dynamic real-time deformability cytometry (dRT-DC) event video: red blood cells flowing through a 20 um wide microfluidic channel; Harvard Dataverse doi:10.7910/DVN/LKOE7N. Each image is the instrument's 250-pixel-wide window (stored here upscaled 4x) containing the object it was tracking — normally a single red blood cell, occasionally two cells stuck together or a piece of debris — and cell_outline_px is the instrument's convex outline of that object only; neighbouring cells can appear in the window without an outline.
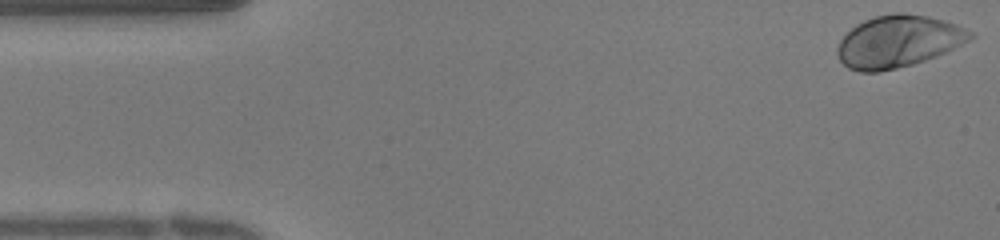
{"species": "human", "species_latin": "Homo sapiens", "temperature_condition": "warm", "stored_images_in_passage": 38, "camera_frame_rate_fps": 3000, "um_per_image_px": 0.085, "donor": {"sex": "female"}, "frame": {"image": 1, "passage_image": 1, "time_ms": 0.0, "image_size_px": [1000, 240], "cell_outline_px": [[976, 36], [936, 56], [912, 64], [880, 72], [860, 72], [848, 68], [840, 60], [836, 52], [836, 48], [840, 40], [856, 24], [864, 20], [876, 16], [896, 12], [900, 12], [928, 16], [944, 20], [956, 24], [972, 32]], "centroid_in_image_um": [76.32, 3.52], "position_along_channel_um": 8.7, "area_um2": 40.0}}
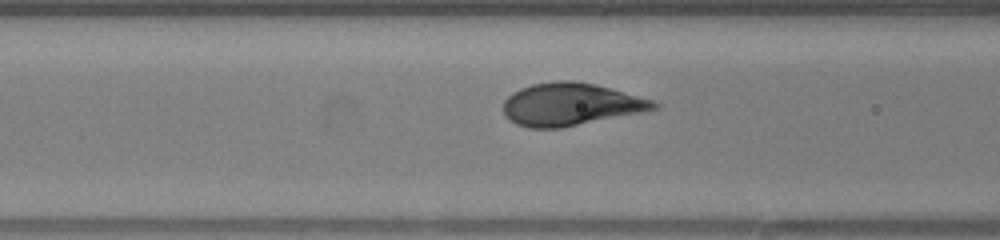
{"frame": {"image": 2, "passage_image": 14, "time_ms": 4.333, "image_size_px": [1000, 240], "cell_outline_px": [[660, 108], [560, 128], [528, 128], [516, 124], [508, 120], [504, 116], [504, 100], [512, 92], [520, 88], [532, 84], [556, 80], [572, 80], [596, 84], [652, 100], [660, 104]], "centroid_in_image_um": [48.45, 8.86], "position_along_channel_um": 118.1, "area_um2": 37.22}}
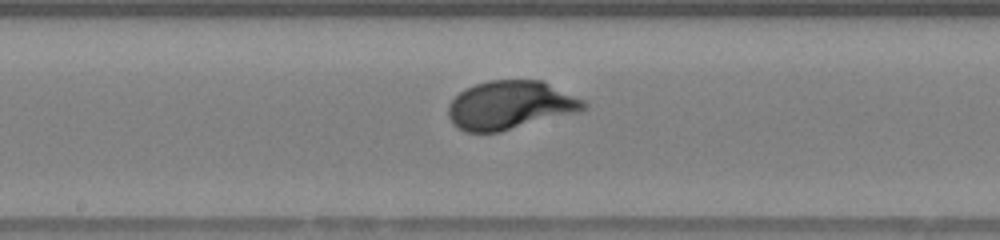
{"frame": {"image": 3, "passage_image": 19, "time_ms": 6.0, "image_size_px": [1000, 240], "cell_outline_px": [[588, 108], [580, 112], [500, 132], [464, 132], [452, 124], [448, 116], [448, 104], [464, 88], [488, 80], [540, 80], [584, 100], [588, 104]], "centroid_in_image_um": [43.37, 8.95], "position_along_channel_um": 204.8, "area_um2": 38.49}}